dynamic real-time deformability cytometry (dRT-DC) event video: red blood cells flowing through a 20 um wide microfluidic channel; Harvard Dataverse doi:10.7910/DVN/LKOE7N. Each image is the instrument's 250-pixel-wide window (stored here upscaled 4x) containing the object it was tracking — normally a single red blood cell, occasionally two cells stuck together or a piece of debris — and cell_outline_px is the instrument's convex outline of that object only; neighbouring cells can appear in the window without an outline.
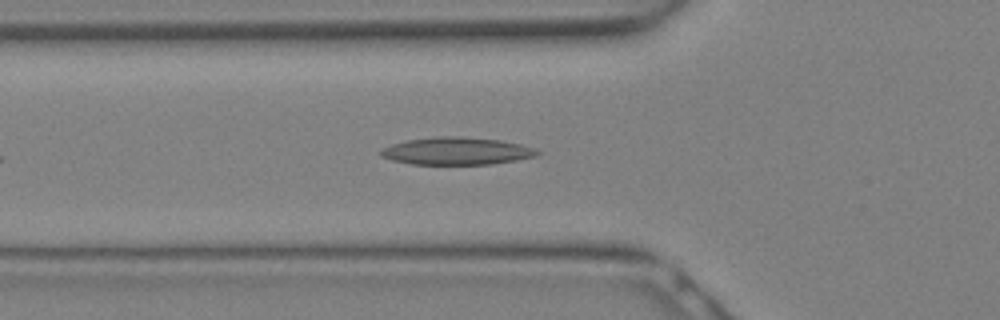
{"species": "Egyptian fruit bat (a non-hibernating species)", "species_latin": "Rousettus aegyptiacus", "temperature_condition": "warm", "stored_images_in_passage": 14, "camera_frame_rate_fps": 3000, "um_per_image_px": 0.085, "animal": {"sex": "female"}, "frame": {"image": 1, "passage_image": 5, "time_ms": 1.333, "image_size_px": [1000, 320], "cell_outline_px": [[540, 152], [536, 156], [516, 160], [492, 164], [412, 164], [392, 160], [380, 156], [380, 152], [384, 148], [392, 144], [408, 140], [436, 136], [460, 136], [500, 140], [520, 144], [532, 148]], "centroid_in_image_um": [38.8, 12.84], "position_along_channel_um": 87.0, "area_um2": 24.85}}
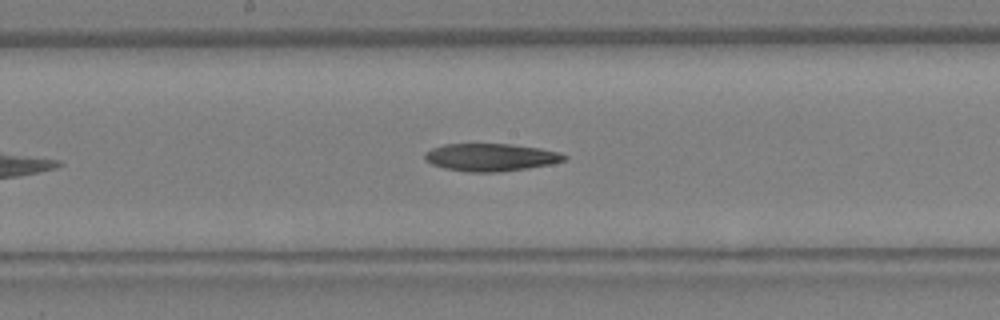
{"frame": {"image": 2, "passage_image": 10, "time_ms": 3.0, "image_size_px": [1000, 320], "cell_outline_px": [[568, 156], [564, 160], [552, 164], [528, 168], [496, 172], [472, 172], [444, 168], [432, 164], [424, 160], [424, 152], [432, 148], [444, 144], [512, 144], [540, 148], [560, 152]], "centroid_in_image_um": [41.71, 13.36], "position_along_channel_um": 206.5, "area_um2": 22.48}}
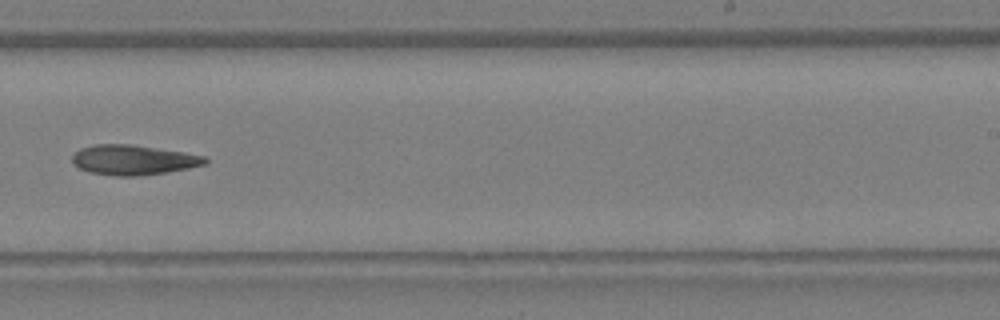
{"frame": {"image": 3, "passage_image": 13, "time_ms": 4.0, "image_size_px": [1000, 320], "cell_outline_px": [[208, 164], [168, 172], [136, 176], [112, 176], [88, 172], [72, 164], [72, 156], [80, 148], [96, 144], [128, 144], [184, 152], [204, 156], [208, 160]], "centroid_in_image_um": [11.32, 13.6], "position_along_channel_um": 277.7, "area_um2": 23.24}}